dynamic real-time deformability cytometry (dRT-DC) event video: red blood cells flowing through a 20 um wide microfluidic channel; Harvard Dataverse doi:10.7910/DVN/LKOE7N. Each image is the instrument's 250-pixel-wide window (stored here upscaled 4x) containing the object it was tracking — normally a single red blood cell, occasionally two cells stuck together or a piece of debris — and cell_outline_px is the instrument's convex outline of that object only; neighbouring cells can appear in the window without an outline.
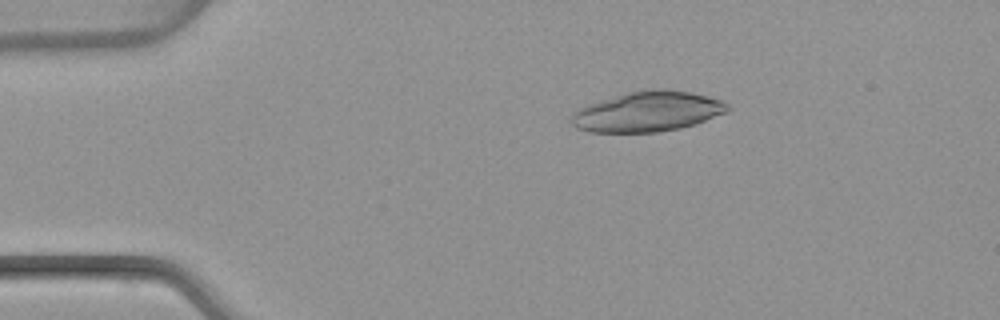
{"species": "common noctule bat (a hibernating species)", "species_latin": "Nyctalus noctula", "temperature_condition": "warm", "stored_images_in_passage": 49, "camera_frame_rate_fps": 3000, "um_per_image_px": 0.085, "animal": {"sex": "female", "body_mass_g": 22.7, "forearm_length_mm": 54.2}, "frame": {"image": 1, "passage_image": 9, "time_ms": 2.667, "image_size_px": [1000, 320], "cell_outline_px": [[732, 108], [728, 112], [696, 124], [680, 128], [656, 132], [588, 132], [576, 128], [568, 120], [572, 112], [588, 104], [628, 92], [652, 88], [664, 88], [692, 92], [708, 96], [720, 100], [728, 104]], "centroid_in_image_um": [55.05, 9.48], "position_along_channel_um": 29.9, "area_um2": 36.93}}